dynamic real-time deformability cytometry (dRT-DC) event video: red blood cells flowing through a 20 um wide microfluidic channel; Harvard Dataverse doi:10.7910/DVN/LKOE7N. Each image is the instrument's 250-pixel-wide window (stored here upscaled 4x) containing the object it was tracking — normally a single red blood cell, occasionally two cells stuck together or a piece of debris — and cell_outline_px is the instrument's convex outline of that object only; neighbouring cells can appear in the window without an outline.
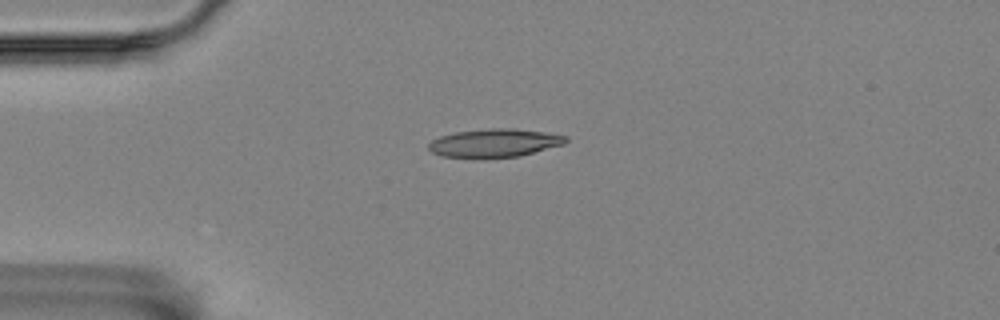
{"species": "Egyptian fruit bat (a non-hibernating species)", "species_latin": "Rousettus aegyptiacus", "temperature_condition": "room temperature", "stored_images_in_passage": 5, "camera_frame_rate_fps": 3000, "um_per_image_px": 0.085, "animal": {"sex": "female"}, "frame": {"image": 1, "passage_image": 1, "time_ms": 0.0, "image_size_px": [1000, 320], "cell_outline_px": [[568, 140], [564, 144], [520, 156], [480, 160], [476, 160], [440, 156], [432, 152], [428, 148], [428, 144], [432, 140], [440, 136], [456, 132], [488, 128], [508, 128], [544, 132], [568, 136]], "centroid_in_image_um": [41.98, 12.19], "position_along_channel_um": 43.0, "area_um2": 23.24}}
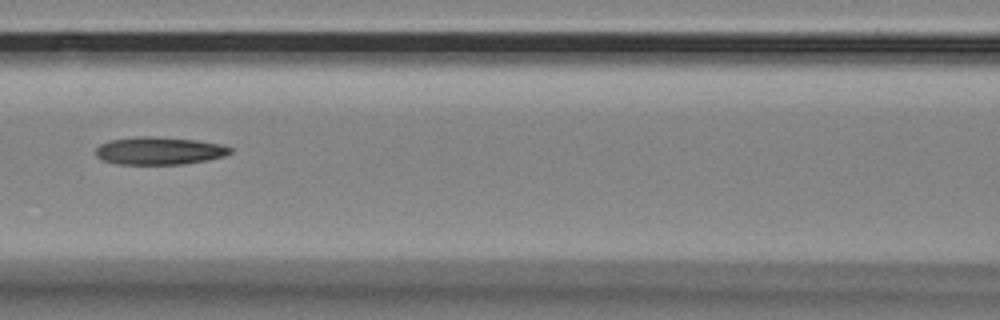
{"frame": {"image": 2, "passage_image": 4, "time_ms": 1.0, "image_size_px": [1000, 320], "cell_outline_px": [[232, 152], [224, 156], [208, 160], [184, 164], [120, 164], [104, 160], [96, 156], [96, 148], [100, 144], [108, 140], [136, 136], [156, 136], [196, 140], [220, 144], [232, 148]], "centroid_in_image_um": [13.53, 12.8], "position_along_channel_um": 153.1, "area_um2": 21.79}}
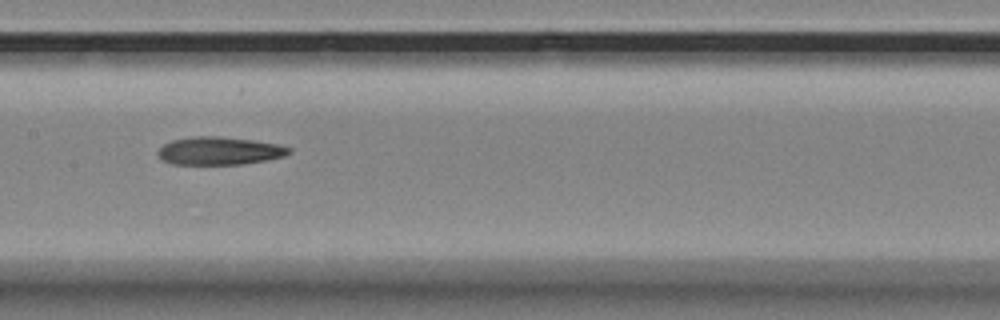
{"frame": {"image": 3, "passage_image": 5, "time_ms": 1.333, "image_size_px": [1000, 320], "cell_outline_px": [[292, 152], [284, 156], [264, 160], [240, 164], [172, 164], [164, 160], [156, 152], [164, 144], [172, 140], [192, 136], [220, 136], [252, 140], [276, 144], [292, 148]], "centroid_in_image_um": [18.64, 12.81], "position_along_channel_um": 188.8, "area_um2": 21.15}}